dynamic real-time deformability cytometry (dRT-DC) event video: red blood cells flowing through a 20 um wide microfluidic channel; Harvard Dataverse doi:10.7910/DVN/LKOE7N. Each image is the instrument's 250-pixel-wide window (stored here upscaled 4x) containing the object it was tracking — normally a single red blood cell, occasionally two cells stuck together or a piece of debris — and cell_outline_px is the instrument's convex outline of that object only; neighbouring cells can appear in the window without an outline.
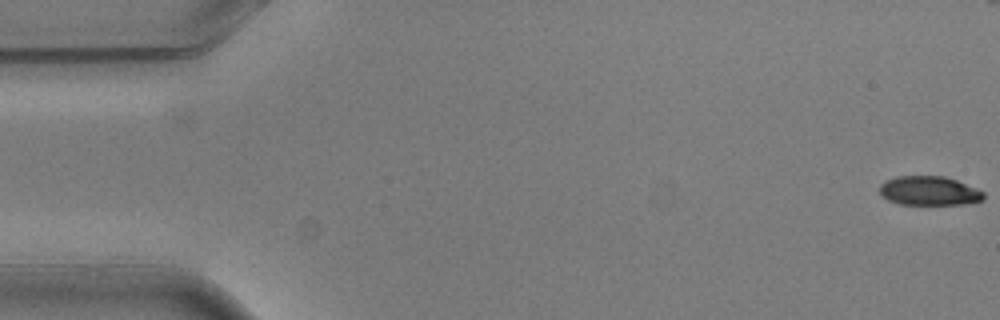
{"species": "common noctule bat (a hibernating species)", "species_latin": "Nyctalus noctula", "temperature_condition": "warm", "stored_images_in_passage": 2, "camera_frame_rate_fps": 3000, "um_per_image_px": 0.085, "animal": {"sex": "male", "body_mass_g": 20.5, "forearm_length_mm": 52.5}, "frame": {"image": 1, "passage_image": 2, "time_ms": 0.333, "image_size_px": [1000, 320], "cell_outline_px": [[984, 200], [964, 204], [900, 204], [888, 200], [880, 192], [880, 184], [884, 180], [896, 176], [944, 176], [956, 180], [976, 188], [984, 192]], "centroid_in_image_um": [78.97, 16.21], "position_along_channel_um": 6.0, "area_um2": 17.63}}